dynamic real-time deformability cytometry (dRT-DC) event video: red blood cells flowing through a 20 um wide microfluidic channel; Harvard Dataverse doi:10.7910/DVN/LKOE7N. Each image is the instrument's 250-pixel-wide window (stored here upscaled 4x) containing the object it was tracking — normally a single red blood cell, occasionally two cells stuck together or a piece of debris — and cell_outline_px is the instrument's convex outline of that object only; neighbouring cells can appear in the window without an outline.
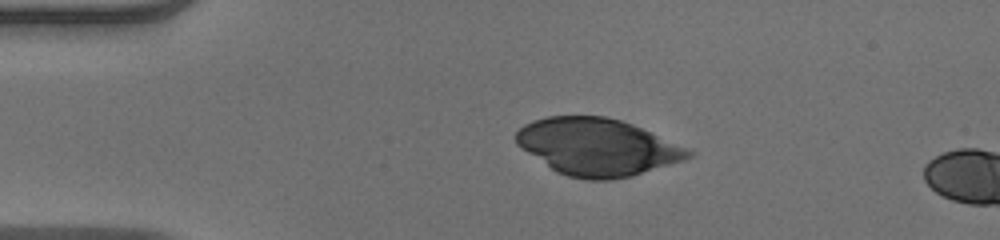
{"species": "human", "species_latin": "Homo sapiens", "temperature_condition": "warm", "stored_images_in_passage": 5, "camera_frame_rate_fps": 3000, "um_per_image_px": 0.085, "donor": {"sex": "male"}, "frame": {"image": 1, "passage_image": 1, "time_ms": 0.0, "image_size_px": [1000, 240], "cell_outline_px": [[696, 152], [692, 156], [684, 160], [632, 176], [612, 180], [584, 180], [568, 176], [556, 172], [516, 144], [516, 132], [524, 124], [532, 120], [548, 116], [604, 116], [620, 120], [632, 124]], "centroid_in_image_um": [50.76, 12.5], "position_along_channel_um": 34.2, "area_um2": 57.11}}